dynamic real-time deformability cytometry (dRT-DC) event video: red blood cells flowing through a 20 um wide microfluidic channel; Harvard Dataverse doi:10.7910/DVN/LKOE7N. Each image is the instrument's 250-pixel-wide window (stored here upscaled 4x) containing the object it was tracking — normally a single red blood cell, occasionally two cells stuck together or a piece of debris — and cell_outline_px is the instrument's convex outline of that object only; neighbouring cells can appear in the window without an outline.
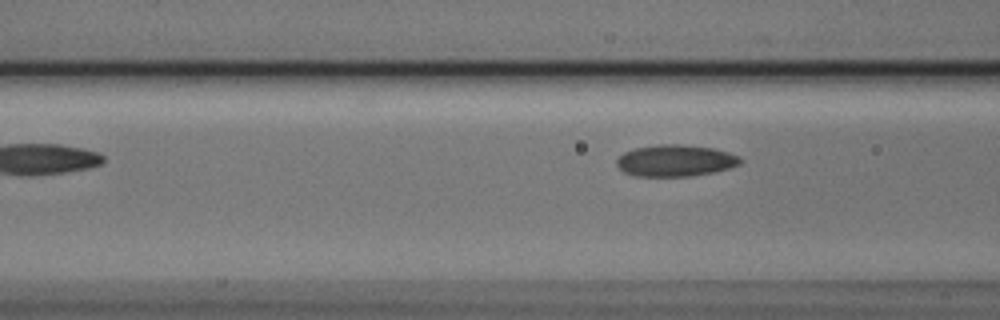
{"species": "Egyptian fruit bat (a non-hibernating species)", "species_latin": "Rousettus aegyptiacus", "temperature_condition": "cold", "stored_images_in_passage": 7, "camera_frame_rate_fps": 3000, "um_per_image_px": 0.085, "animal": {"sex": "male"}, "frame": {"image": 1, "passage_image": 4, "time_ms": 1.0, "image_size_px": [1000, 320], "cell_outline_px": [[744, 160], [740, 164], [728, 168], [712, 172], [692, 176], [636, 176], [624, 172], [616, 164], [616, 160], [624, 152], [636, 148], [660, 144], [680, 144], [712, 148], [728, 152], [740, 156]], "centroid_in_image_um": [57.42, 13.65], "position_along_channel_um": 109.2, "area_um2": 22.72}}
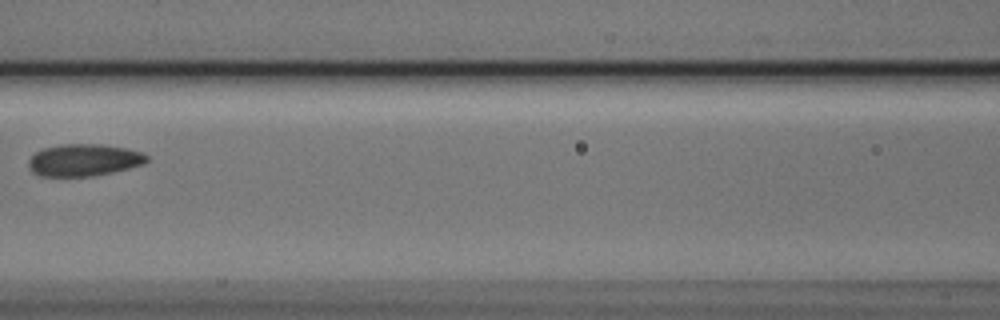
{"frame": {"image": 2, "passage_image": 5, "time_ms": 1.333, "image_size_px": [1000, 320], "cell_outline_px": [[148, 160], [144, 164], [112, 172], [92, 176], [40, 176], [32, 172], [28, 164], [28, 160], [36, 152], [44, 148], [64, 144], [100, 144], [124, 148], [140, 152], [148, 156]], "centroid_in_image_um": [7.11, 13.61], "position_along_channel_um": 159.5, "area_um2": 21.91}}
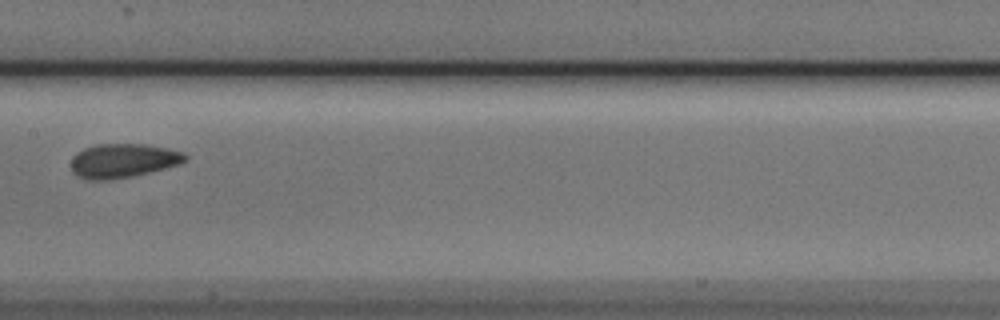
{"frame": {"image": 3, "passage_image": 6, "time_ms": 1.667, "image_size_px": [1000, 320], "cell_outline_px": [[188, 160], [180, 164], [132, 176], [108, 180], [88, 180], [76, 176], [72, 172], [72, 156], [76, 152], [84, 148], [96, 144], [144, 144], [168, 148], [184, 152], [188, 156]], "centroid_in_image_um": [10.45, 13.65], "position_along_channel_um": 196.9, "area_um2": 22.83}}